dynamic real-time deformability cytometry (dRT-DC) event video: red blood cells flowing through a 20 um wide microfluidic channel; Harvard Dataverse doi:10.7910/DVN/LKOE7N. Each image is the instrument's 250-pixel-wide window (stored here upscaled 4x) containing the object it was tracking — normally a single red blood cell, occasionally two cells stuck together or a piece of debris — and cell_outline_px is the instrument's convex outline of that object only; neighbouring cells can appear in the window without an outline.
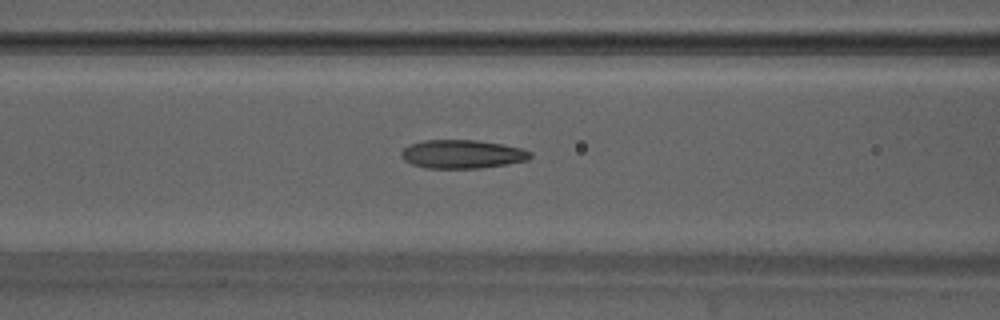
{"species": "Egyptian fruit bat (a non-hibernating species)", "species_latin": "Rousettus aegyptiacus", "temperature_condition": "warm", "stored_images_in_passage": 47, "camera_frame_rate_fps": 3000, "um_per_image_px": 0.085, "animal": {"sex": "male"}, "frame": {"image": 1, "passage_image": 21, "time_ms": 6.667, "image_size_px": [1000, 320], "cell_outline_px": [[532, 156], [528, 160], [480, 168], [428, 168], [412, 164], [404, 160], [400, 156], [400, 152], [408, 144], [424, 140], [476, 140], [504, 144], [520, 148], [532, 152]], "centroid_in_image_um": [39.26, 13.09], "position_along_channel_um": 127.3, "area_um2": 21.5}}
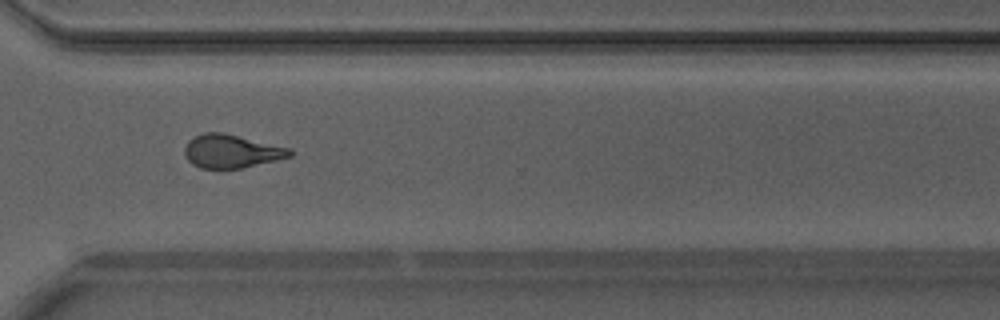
{"frame": {"image": 2, "passage_image": 37, "time_ms": 12.0, "image_size_px": [1000, 320], "cell_outline_px": [[292, 156], [276, 160], [240, 168], [200, 168], [192, 164], [184, 156], [184, 148], [188, 140], [204, 132], [224, 132], [292, 148]], "centroid_in_image_um": [19.66, 12.84], "position_along_channel_um": 350.9, "area_um2": 20.58}}
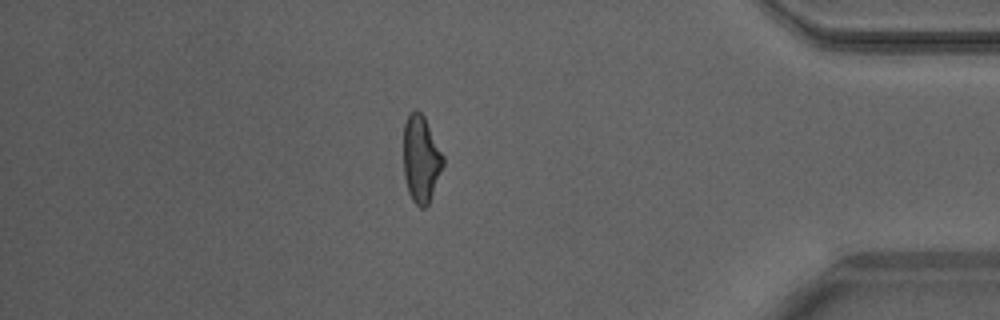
{"frame": {"image": 3, "passage_image": 43, "time_ms": 14.0, "image_size_px": [1000, 320], "cell_outline_px": [[444, 164], [428, 204], [424, 208], [420, 208], [412, 200], [408, 192], [404, 176], [404, 124], [408, 116], [416, 108], [424, 116], [444, 156]], "centroid_in_image_um": [35.78, 13.52], "position_along_channel_um": 399.4, "area_um2": 19.94}, "authors_computed_cell_mechanics": {"area_um2": 21.097, "velocity_mm_per_s": 4.1933, "shape_relaxation_time_tau1_ms": 9.1003, "shape_relaxation_time_tau2_ms": 1.6565, "deformation_change_tau1": 0.2658, "deformation_change_tau2": 0.1066}}